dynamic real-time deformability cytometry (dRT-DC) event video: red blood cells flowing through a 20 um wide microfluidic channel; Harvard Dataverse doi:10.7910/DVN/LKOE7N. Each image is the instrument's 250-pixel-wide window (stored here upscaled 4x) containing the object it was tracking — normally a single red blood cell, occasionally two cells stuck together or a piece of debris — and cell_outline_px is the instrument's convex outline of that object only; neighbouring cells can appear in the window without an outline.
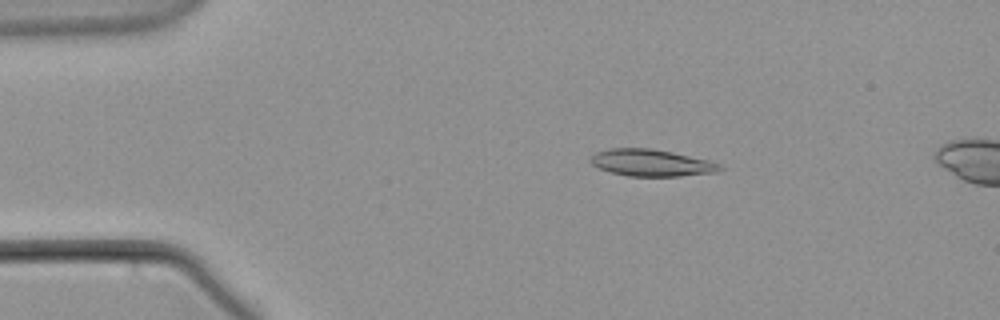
{"species": "common noctule bat (a hibernating species)", "species_latin": "Nyctalus noctula", "temperature_condition": "warm", "stored_images_in_passage": 14, "camera_frame_rate_fps": 3000, "um_per_image_px": 0.085, "animal": {"sex": "male", "body_mass_g": 21.5, "forearm_length_mm": 52.0}, "frame": {"image": 1, "passage_image": 10, "time_ms": 3.0, "image_size_px": [1000, 320], "cell_outline_px": [[724, 168], [716, 172], [680, 176], [628, 176], [612, 172], [600, 168], [592, 164], [588, 160], [596, 152], [608, 148], [652, 148], [672, 152], [708, 160], [720, 164]], "centroid_in_image_um": [55.36, 13.83], "position_along_channel_um": 29.6, "area_um2": 20.17}}